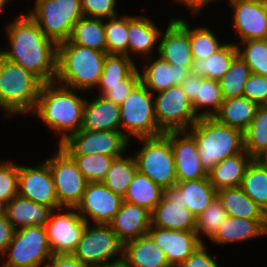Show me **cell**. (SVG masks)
I'll return each mask as SVG.
<instances>
[{
  "label": "cell",
  "instance_id": "cell-5",
  "mask_svg": "<svg viewBox=\"0 0 267 267\" xmlns=\"http://www.w3.org/2000/svg\"><path fill=\"white\" fill-rule=\"evenodd\" d=\"M42 85L36 75L0 55V108L6 117L32 113Z\"/></svg>",
  "mask_w": 267,
  "mask_h": 267
},
{
  "label": "cell",
  "instance_id": "cell-47",
  "mask_svg": "<svg viewBox=\"0 0 267 267\" xmlns=\"http://www.w3.org/2000/svg\"><path fill=\"white\" fill-rule=\"evenodd\" d=\"M140 69L136 67L124 80L122 84L115 85H97L99 94L106 100L112 101L115 104L121 105L130 95L131 91L141 82Z\"/></svg>",
  "mask_w": 267,
  "mask_h": 267
},
{
  "label": "cell",
  "instance_id": "cell-21",
  "mask_svg": "<svg viewBox=\"0 0 267 267\" xmlns=\"http://www.w3.org/2000/svg\"><path fill=\"white\" fill-rule=\"evenodd\" d=\"M147 234L164 251L171 267L180 266L202 244L194 231L170 230L151 225Z\"/></svg>",
  "mask_w": 267,
  "mask_h": 267
},
{
  "label": "cell",
  "instance_id": "cell-33",
  "mask_svg": "<svg viewBox=\"0 0 267 267\" xmlns=\"http://www.w3.org/2000/svg\"><path fill=\"white\" fill-rule=\"evenodd\" d=\"M238 55L237 45L229 42L207 59L193 60L191 73L206 79L219 81Z\"/></svg>",
  "mask_w": 267,
  "mask_h": 267
},
{
  "label": "cell",
  "instance_id": "cell-13",
  "mask_svg": "<svg viewBox=\"0 0 267 267\" xmlns=\"http://www.w3.org/2000/svg\"><path fill=\"white\" fill-rule=\"evenodd\" d=\"M130 141L121 130L88 131L80 129L59 146L69 155L104 154L118 158L126 153Z\"/></svg>",
  "mask_w": 267,
  "mask_h": 267
},
{
  "label": "cell",
  "instance_id": "cell-12",
  "mask_svg": "<svg viewBox=\"0 0 267 267\" xmlns=\"http://www.w3.org/2000/svg\"><path fill=\"white\" fill-rule=\"evenodd\" d=\"M45 161L53 176L60 208H76L85 191L87 180L73 158L59 145Z\"/></svg>",
  "mask_w": 267,
  "mask_h": 267
},
{
  "label": "cell",
  "instance_id": "cell-31",
  "mask_svg": "<svg viewBox=\"0 0 267 267\" xmlns=\"http://www.w3.org/2000/svg\"><path fill=\"white\" fill-rule=\"evenodd\" d=\"M257 108L258 105L245 96L224 99L214 118L244 132L255 117Z\"/></svg>",
  "mask_w": 267,
  "mask_h": 267
},
{
  "label": "cell",
  "instance_id": "cell-6",
  "mask_svg": "<svg viewBox=\"0 0 267 267\" xmlns=\"http://www.w3.org/2000/svg\"><path fill=\"white\" fill-rule=\"evenodd\" d=\"M27 13L57 45L68 41L73 26L84 16L81 0H35Z\"/></svg>",
  "mask_w": 267,
  "mask_h": 267
},
{
  "label": "cell",
  "instance_id": "cell-42",
  "mask_svg": "<svg viewBox=\"0 0 267 267\" xmlns=\"http://www.w3.org/2000/svg\"><path fill=\"white\" fill-rule=\"evenodd\" d=\"M107 54L128 56V14L105 19Z\"/></svg>",
  "mask_w": 267,
  "mask_h": 267
},
{
  "label": "cell",
  "instance_id": "cell-10",
  "mask_svg": "<svg viewBox=\"0 0 267 267\" xmlns=\"http://www.w3.org/2000/svg\"><path fill=\"white\" fill-rule=\"evenodd\" d=\"M44 226L15 230L0 267H44L52 256Z\"/></svg>",
  "mask_w": 267,
  "mask_h": 267
},
{
  "label": "cell",
  "instance_id": "cell-54",
  "mask_svg": "<svg viewBox=\"0 0 267 267\" xmlns=\"http://www.w3.org/2000/svg\"><path fill=\"white\" fill-rule=\"evenodd\" d=\"M182 90L186 93L188 99L193 102L198 90V75L189 73L181 83Z\"/></svg>",
  "mask_w": 267,
  "mask_h": 267
},
{
  "label": "cell",
  "instance_id": "cell-8",
  "mask_svg": "<svg viewBox=\"0 0 267 267\" xmlns=\"http://www.w3.org/2000/svg\"><path fill=\"white\" fill-rule=\"evenodd\" d=\"M120 123L121 132L130 141L132 136L139 139L164 134L155 118L153 95L141 82L120 105Z\"/></svg>",
  "mask_w": 267,
  "mask_h": 267
},
{
  "label": "cell",
  "instance_id": "cell-51",
  "mask_svg": "<svg viewBox=\"0 0 267 267\" xmlns=\"http://www.w3.org/2000/svg\"><path fill=\"white\" fill-rule=\"evenodd\" d=\"M216 255L210 254L206 243L198 246L191 255L178 267H220L215 261Z\"/></svg>",
  "mask_w": 267,
  "mask_h": 267
},
{
  "label": "cell",
  "instance_id": "cell-16",
  "mask_svg": "<svg viewBox=\"0 0 267 267\" xmlns=\"http://www.w3.org/2000/svg\"><path fill=\"white\" fill-rule=\"evenodd\" d=\"M122 202L123 197L102 182L87 183L76 210L87 223L108 224L119 211Z\"/></svg>",
  "mask_w": 267,
  "mask_h": 267
},
{
  "label": "cell",
  "instance_id": "cell-30",
  "mask_svg": "<svg viewBox=\"0 0 267 267\" xmlns=\"http://www.w3.org/2000/svg\"><path fill=\"white\" fill-rule=\"evenodd\" d=\"M175 187L181 192V202L197 218L217 197V190L209 177L177 182Z\"/></svg>",
  "mask_w": 267,
  "mask_h": 267
},
{
  "label": "cell",
  "instance_id": "cell-17",
  "mask_svg": "<svg viewBox=\"0 0 267 267\" xmlns=\"http://www.w3.org/2000/svg\"><path fill=\"white\" fill-rule=\"evenodd\" d=\"M159 38L158 55L169 64L191 71L193 56L188 34V22L184 18L171 17Z\"/></svg>",
  "mask_w": 267,
  "mask_h": 267
},
{
  "label": "cell",
  "instance_id": "cell-60",
  "mask_svg": "<svg viewBox=\"0 0 267 267\" xmlns=\"http://www.w3.org/2000/svg\"><path fill=\"white\" fill-rule=\"evenodd\" d=\"M263 6H264L266 17H267V0H263Z\"/></svg>",
  "mask_w": 267,
  "mask_h": 267
},
{
  "label": "cell",
  "instance_id": "cell-4",
  "mask_svg": "<svg viewBox=\"0 0 267 267\" xmlns=\"http://www.w3.org/2000/svg\"><path fill=\"white\" fill-rule=\"evenodd\" d=\"M187 131L195 138L201 164L207 173L225 158L245 150L244 132L214 117L199 118Z\"/></svg>",
  "mask_w": 267,
  "mask_h": 267
},
{
  "label": "cell",
  "instance_id": "cell-32",
  "mask_svg": "<svg viewBox=\"0 0 267 267\" xmlns=\"http://www.w3.org/2000/svg\"><path fill=\"white\" fill-rule=\"evenodd\" d=\"M228 216L247 219H267V214L241 187L222 188L217 191Z\"/></svg>",
  "mask_w": 267,
  "mask_h": 267
},
{
  "label": "cell",
  "instance_id": "cell-14",
  "mask_svg": "<svg viewBox=\"0 0 267 267\" xmlns=\"http://www.w3.org/2000/svg\"><path fill=\"white\" fill-rule=\"evenodd\" d=\"M86 225L76 208L52 210L44 226L52 254H73Z\"/></svg>",
  "mask_w": 267,
  "mask_h": 267
},
{
  "label": "cell",
  "instance_id": "cell-49",
  "mask_svg": "<svg viewBox=\"0 0 267 267\" xmlns=\"http://www.w3.org/2000/svg\"><path fill=\"white\" fill-rule=\"evenodd\" d=\"M117 0H81L84 17L108 19L118 15Z\"/></svg>",
  "mask_w": 267,
  "mask_h": 267
},
{
  "label": "cell",
  "instance_id": "cell-18",
  "mask_svg": "<svg viewBox=\"0 0 267 267\" xmlns=\"http://www.w3.org/2000/svg\"><path fill=\"white\" fill-rule=\"evenodd\" d=\"M232 26L240 42L267 39V17L263 0H229Z\"/></svg>",
  "mask_w": 267,
  "mask_h": 267
},
{
  "label": "cell",
  "instance_id": "cell-45",
  "mask_svg": "<svg viewBox=\"0 0 267 267\" xmlns=\"http://www.w3.org/2000/svg\"><path fill=\"white\" fill-rule=\"evenodd\" d=\"M137 67L134 60L127 55L106 54L102 75L98 85L122 84L124 80Z\"/></svg>",
  "mask_w": 267,
  "mask_h": 267
},
{
  "label": "cell",
  "instance_id": "cell-57",
  "mask_svg": "<svg viewBox=\"0 0 267 267\" xmlns=\"http://www.w3.org/2000/svg\"><path fill=\"white\" fill-rule=\"evenodd\" d=\"M256 160H258L265 168H267V150Z\"/></svg>",
  "mask_w": 267,
  "mask_h": 267
},
{
  "label": "cell",
  "instance_id": "cell-38",
  "mask_svg": "<svg viewBox=\"0 0 267 267\" xmlns=\"http://www.w3.org/2000/svg\"><path fill=\"white\" fill-rule=\"evenodd\" d=\"M245 151L257 159L267 150V105H259L251 124L244 131Z\"/></svg>",
  "mask_w": 267,
  "mask_h": 267
},
{
  "label": "cell",
  "instance_id": "cell-43",
  "mask_svg": "<svg viewBox=\"0 0 267 267\" xmlns=\"http://www.w3.org/2000/svg\"><path fill=\"white\" fill-rule=\"evenodd\" d=\"M238 55L247 63L251 73L267 76V39L235 42Z\"/></svg>",
  "mask_w": 267,
  "mask_h": 267
},
{
  "label": "cell",
  "instance_id": "cell-55",
  "mask_svg": "<svg viewBox=\"0 0 267 267\" xmlns=\"http://www.w3.org/2000/svg\"><path fill=\"white\" fill-rule=\"evenodd\" d=\"M218 0H173V2H177L180 4H183V6H186L191 12L192 15H198L200 12H202L203 8L205 6L215 3Z\"/></svg>",
  "mask_w": 267,
  "mask_h": 267
},
{
  "label": "cell",
  "instance_id": "cell-44",
  "mask_svg": "<svg viewBox=\"0 0 267 267\" xmlns=\"http://www.w3.org/2000/svg\"><path fill=\"white\" fill-rule=\"evenodd\" d=\"M228 217L224 206L218 197L196 218L195 233L197 238L204 243L202 235L209 241L216 234L222 222ZM202 234V235H201Z\"/></svg>",
  "mask_w": 267,
  "mask_h": 267
},
{
  "label": "cell",
  "instance_id": "cell-46",
  "mask_svg": "<svg viewBox=\"0 0 267 267\" xmlns=\"http://www.w3.org/2000/svg\"><path fill=\"white\" fill-rule=\"evenodd\" d=\"M88 183L102 182L114 157L104 154L70 155Z\"/></svg>",
  "mask_w": 267,
  "mask_h": 267
},
{
  "label": "cell",
  "instance_id": "cell-50",
  "mask_svg": "<svg viewBox=\"0 0 267 267\" xmlns=\"http://www.w3.org/2000/svg\"><path fill=\"white\" fill-rule=\"evenodd\" d=\"M243 96L259 105H267V76L251 73L244 85Z\"/></svg>",
  "mask_w": 267,
  "mask_h": 267
},
{
  "label": "cell",
  "instance_id": "cell-39",
  "mask_svg": "<svg viewBox=\"0 0 267 267\" xmlns=\"http://www.w3.org/2000/svg\"><path fill=\"white\" fill-rule=\"evenodd\" d=\"M240 187L267 214V168L253 159Z\"/></svg>",
  "mask_w": 267,
  "mask_h": 267
},
{
  "label": "cell",
  "instance_id": "cell-22",
  "mask_svg": "<svg viewBox=\"0 0 267 267\" xmlns=\"http://www.w3.org/2000/svg\"><path fill=\"white\" fill-rule=\"evenodd\" d=\"M161 32L160 27L156 26V22L150 17L141 14L128 15V57L133 60V56L139 55L146 59L151 57L155 49L157 53Z\"/></svg>",
  "mask_w": 267,
  "mask_h": 267
},
{
  "label": "cell",
  "instance_id": "cell-56",
  "mask_svg": "<svg viewBox=\"0 0 267 267\" xmlns=\"http://www.w3.org/2000/svg\"><path fill=\"white\" fill-rule=\"evenodd\" d=\"M102 267H128V265L123 260H120L114 263L107 264Z\"/></svg>",
  "mask_w": 267,
  "mask_h": 267
},
{
  "label": "cell",
  "instance_id": "cell-7",
  "mask_svg": "<svg viewBox=\"0 0 267 267\" xmlns=\"http://www.w3.org/2000/svg\"><path fill=\"white\" fill-rule=\"evenodd\" d=\"M138 141L142 147L134 155L137 170L163 189L174 187L177 174L170 139L162 134Z\"/></svg>",
  "mask_w": 267,
  "mask_h": 267
},
{
  "label": "cell",
  "instance_id": "cell-26",
  "mask_svg": "<svg viewBox=\"0 0 267 267\" xmlns=\"http://www.w3.org/2000/svg\"><path fill=\"white\" fill-rule=\"evenodd\" d=\"M81 129L88 131L121 130L120 105L106 100L101 95L95 96L90 101L86 99Z\"/></svg>",
  "mask_w": 267,
  "mask_h": 267
},
{
  "label": "cell",
  "instance_id": "cell-48",
  "mask_svg": "<svg viewBox=\"0 0 267 267\" xmlns=\"http://www.w3.org/2000/svg\"><path fill=\"white\" fill-rule=\"evenodd\" d=\"M19 165L10 160H0V202L6 205L18 195Z\"/></svg>",
  "mask_w": 267,
  "mask_h": 267
},
{
  "label": "cell",
  "instance_id": "cell-19",
  "mask_svg": "<svg viewBox=\"0 0 267 267\" xmlns=\"http://www.w3.org/2000/svg\"><path fill=\"white\" fill-rule=\"evenodd\" d=\"M151 225L170 230L195 231L196 217L181 202V192L175 186L164 189L161 201L151 212Z\"/></svg>",
  "mask_w": 267,
  "mask_h": 267
},
{
  "label": "cell",
  "instance_id": "cell-11",
  "mask_svg": "<svg viewBox=\"0 0 267 267\" xmlns=\"http://www.w3.org/2000/svg\"><path fill=\"white\" fill-rule=\"evenodd\" d=\"M153 95L155 118L163 133L187 131L199 119L180 85Z\"/></svg>",
  "mask_w": 267,
  "mask_h": 267
},
{
  "label": "cell",
  "instance_id": "cell-52",
  "mask_svg": "<svg viewBox=\"0 0 267 267\" xmlns=\"http://www.w3.org/2000/svg\"><path fill=\"white\" fill-rule=\"evenodd\" d=\"M44 267H91L72 254H54L45 263Z\"/></svg>",
  "mask_w": 267,
  "mask_h": 267
},
{
  "label": "cell",
  "instance_id": "cell-25",
  "mask_svg": "<svg viewBox=\"0 0 267 267\" xmlns=\"http://www.w3.org/2000/svg\"><path fill=\"white\" fill-rule=\"evenodd\" d=\"M267 235V219H247L228 216L210 239L215 245L243 243Z\"/></svg>",
  "mask_w": 267,
  "mask_h": 267
},
{
  "label": "cell",
  "instance_id": "cell-15",
  "mask_svg": "<svg viewBox=\"0 0 267 267\" xmlns=\"http://www.w3.org/2000/svg\"><path fill=\"white\" fill-rule=\"evenodd\" d=\"M18 194L52 210L60 208L53 176L46 161L35 167L19 164Z\"/></svg>",
  "mask_w": 267,
  "mask_h": 267
},
{
  "label": "cell",
  "instance_id": "cell-34",
  "mask_svg": "<svg viewBox=\"0 0 267 267\" xmlns=\"http://www.w3.org/2000/svg\"><path fill=\"white\" fill-rule=\"evenodd\" d=\"M68 41L107 53L105 19L83 16L73 26Z\"/></svg>",
  "mask_w": 267,
  "mask_h": 267
},
{
  "label": "cell",
  "instance_id": "cell-53",
  "mask_svg": "<svg viewBox=\"0 0 267 267\" xmlns=\"http://www.w3.org/2000/svg\"><path fill=\"white\" fill-rule=\"evenodd\" d=\"M15 229L10 223V221L7 219L5 213L0 215V254L1 256L4 255V253L7 250V247L9 246L13 235H14Z\"/></svg>",
  "mask_w": 267,
  "mask_h": 267
},
{
  "label": "cell",
  "instance_id": "cell-29",
  "mask_svg": "<svg viewBox=\"0 0 267 267\" xmlns=\"http://www.w3.org/2000/svg\"><path fill=\"white\" fill-rule=\"evenodd\" d=\"M252 160L245 150L225 158L208 172L210 183L217 191L222 188L240 187Z\"/></svg>",
  "mask_w": 267,
  "mask_h": 267
},
{
  "label": "cell",
  "instance_id": "cell-59",
  "mask_svg": "<svg viewBox=\"0 0 267 267\" xmlns=\"http://www.w3.org/2000/svg\"><path fill=\"white\" fill-rule=\"evenodd\" d=\"M5 205L0 202V215L4 214Z\"/></svg>",
  "mask_w": 267,
  "mask_h": 267
},
{
  "label": "cell",
  "instance_id": "cell-23",
  "mask_svg": "<svg viewBox=\"0 0 267 267\" xmlns=\"http://www.w3.org/2000/svg\"><path fill=\"white\" fill-rule=\"evenodd\" d=\"M157 58L149 57L140 73L141 83L152 93L167 90L173 85H181L190 71L187 68L169 64L157 54ZM153 58V59H152Z\"/></svg>",
  "mask_w": 267,
  "mask_h": 267
},
{
  "label": "cell",
  "instance_id": "cell-35",
  "mask_svg": "<svg viewBox=\"0 0 267 267\" xmlns=\"http://www.w3.org/2000/svg\"><path fill=\"white\" fill-rule=\"evenodd\" d=\"M163 194V188L137 171L127 188L123 201L144 207L152 212L161 201Z\"/></svg>",
  "mask_w": 267,
  "mask_h": 267
},
{
  "label": "cell",
  "instance_id": "cell-41",
  "mask_svg": "<svg viewBox=\"0 0 267 267\" xmlns=\"http://www.w3.org/2000/svg\"><path fill=\"white\" fill-rule=\"evenodd\" d=\"M250 74L247 63L237 55L228 71L219 80L223 99L243 96L244 85Z\"/></svg>",
  "mask_w": 267,
  "mask_h": 267
},
{
  "label": "cell",
  "instance_id": "cell-37",
  "mask_svg": "<svg viewBox=\"0 0 267 267\" xmlns=\"http://www.w3.org/2000/svg\"><path fill=\"white\" fill-rule=\"evenodd\" d=\"M115 158L102 181L115 194L124 197L129 184L131 183L137 170V163L133 155Z\"/></svg>",
  "mask_w": 267,
  "mask_h": 267
},
{
  "label": "cell",
  "instance_id": "cell-27",
  "mask_svg": "<svg viewBox=\"0 0 267 267\" xmlns=\"http://www.w3.org/2000/svg\"><path fill=\"white\" fill-rule=\"evenodd\" d=\"M122 260L128 267H171L164 251L148 234L125 242Z\"/></svg>",
  "mask_w": 267,
  "mask_h": 267
},
{
  "label": "cell",
  "instance_id": "cell-2",
  "mask_svg": "<svg viewBox=\"0 0 267 267\" xmlns=\"http://www.w3.org/2000/svg\"><path fill=\"white\" fill-rule=\"evenodd\" d=\"M80 92L82 93L56 81L43 83L41 87L31 115H36L54 134L61 136L58 145L82 128L83 109L87 98L79 96Z\"/></svg>",
  "mask_w": 267,
  "mask_h": 267
},
{
  "label": "cell",
  "instance_id": "cell-58",
  "mask_svg": "<svg viewBox=\"0 0 267 267\" xmlns=\"http://www.w3.org/2000/svg\"><path fill=\"white\" fill-rule=\"evenodd\" d=\"M10 3H12V0H0V13L4 11L5 7H7Z\"/></svg>",
  "mask_w": 267,
  "mask_h": 267
},
{
  "label": "cell",
  "instance_id": "cell-24",
  "mask_svg": "<svg viewBox=\"0 0 267 267\" xmlns=\"http://www.w3.org/2000/svg\"><path fill=\"white\" fill-rule=\"evenodd\" d=\"M108 224L124 244L148 233L151 212L144 207L123 201L119 211Z\"/></svg>",
  "mask_w": 267,
  "mask_h": 267
},
{
  "label": "cell",
  "instance_id": "cell-40",
  "mask_svg": "<svg viewBox=\"0 0 267 267\" xmlns=\"http://www.w3.org/2000/svg\"><path fill=\"white\" fill-rule=\"evenodd\" d=\"M195 26L192 28L188 22V34L194 60H205L226 44L221 43L216 33L208 26Z\"/></svg>",
  "mask_w": 267,
  "mask_h": 267
},
{
  "label": "cell",
  "instance_id": "cell-20",
  "mask_svg": "<svg viewBox=\"0 0 267 267\" xmlns=\"http://www.w3.org/2000/svg\"><path fill=\"white\" fill-rule=\"evenodd\" d=\"M164 134L170 139L172 145L177 182L208 176L201 164L195 138L188 131H170Z\"/></svg>",
  "mask_w": 267,
  "mask_h": 267
},
{
  "label": "cell",
  "instance_id": "cell-3",
  "mask_svg": "<svg viewBox=\"0 0 267 267\" xmlns=\"http://www.w3.org/2000/svg\"><path fill=\"white\" fill-rule=\"evenodd\" d=\"M105 52L72 44H58L57 77L60 85L87 92L96 89L106 57Z\"/></svg>",
  "mask_w": 267,
  "mask_h": 267
},
{
  "label": "cell",
  "instance_id": "cell-1",
  "mask_svg": "<svg viewBox=\"0 0 267 267\" xmlns=\"http://www.w3.org/2000/svg\"><path fill=\"white\" fill-rule=\"evenodd\" d=\"M10 44L0 55L36 75L43 83L57 77L58 45L50 40L28 13L21 14L5 27Z\"/></svg>",
  "mask_w": 267,
  "mask_h": 267
},
{
  "label": "cell",
  "instance_id": "cell-9",
  "mask_svg": "<svg viewBox=\"0 0 267 267\" xmlns=\"http://www.w3.org/2000/svg\"><path fill=\"white\" fill-rule=\"evenodd\" d=\"M72 255L91 267H102L122 260L123 243L109 224L87 223Z\"/></svg>",
  "mask_w": 267,
  "mask_h": 267
},
{
  "label": "cell",
  "instance_id": "cell-36",
  "mask_svg": "<svg viewBox=\"0 0 267 267\" xmlns=\"http://www.w3.org/2000/svg\"><path fill=\"white\" fill-rule=\"evenodd\" d=\"M223 101L219 81L198 76V90L192 102L196 115L199 118L214 117Z\"/></svg>",
  "mask_w": 267,
  "mask_h": 267
},
{
  "label": "cell",
  "instance_id": "cell-28",
  "mask_svg": "<svg viewBox=\"0 0 267 267\" xmlns=\"http://www.w3.org/2000/svg\"><path fill=\"white\" fill-rule=\"evenodd\" d=\"M52 209L17 195L5 205L4 213L15 230L30 226H45Z\"/></svg>",
  "mask_w": 267,
  "mask_h": 267
}]
</instances>
